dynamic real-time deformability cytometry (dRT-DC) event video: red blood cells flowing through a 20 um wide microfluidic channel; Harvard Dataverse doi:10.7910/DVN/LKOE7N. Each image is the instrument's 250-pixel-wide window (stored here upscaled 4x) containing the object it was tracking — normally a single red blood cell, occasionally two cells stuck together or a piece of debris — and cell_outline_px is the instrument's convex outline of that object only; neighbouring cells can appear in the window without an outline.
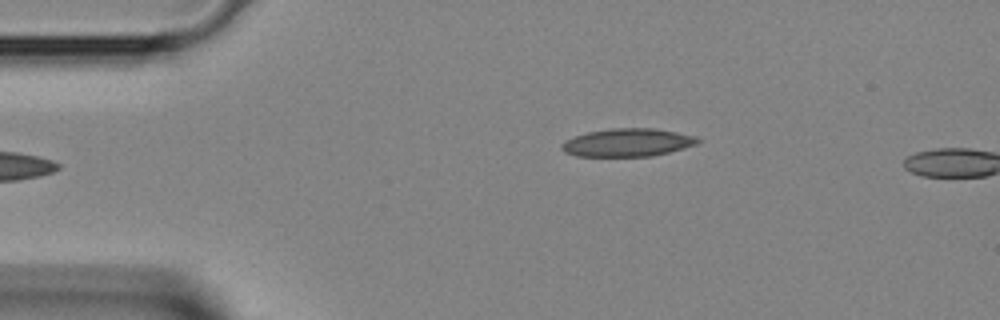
{"species": "Egyptian fruit bat (a non-hibernating species)", "species_latin": "Rousettus aegyptiacus", "temperature_condition": "room temperature", "stored_images_in_passage": 3, "camera_frame_rate_fps": 3000, "um_per_image_px": 0.085, "animal": {"sex": "female"}, "frame": {"image": 1, "passage_image": 3, "time_ms": 0.667, "image_size_px": [1000, 320], "cell_outline_px": [[700, 140], [696, 144], [684, 148], [652, 156], [576, 156], [564, 152], [560, 148], [560, 144], [564, 140], [588, 132], [612, 128], [652, 128], [676, 132], [696, 136]], "centroid_in_image_um": [53.31, 12.12], "position_along_channel_um": 31.7, "area_um2": 22.14}}